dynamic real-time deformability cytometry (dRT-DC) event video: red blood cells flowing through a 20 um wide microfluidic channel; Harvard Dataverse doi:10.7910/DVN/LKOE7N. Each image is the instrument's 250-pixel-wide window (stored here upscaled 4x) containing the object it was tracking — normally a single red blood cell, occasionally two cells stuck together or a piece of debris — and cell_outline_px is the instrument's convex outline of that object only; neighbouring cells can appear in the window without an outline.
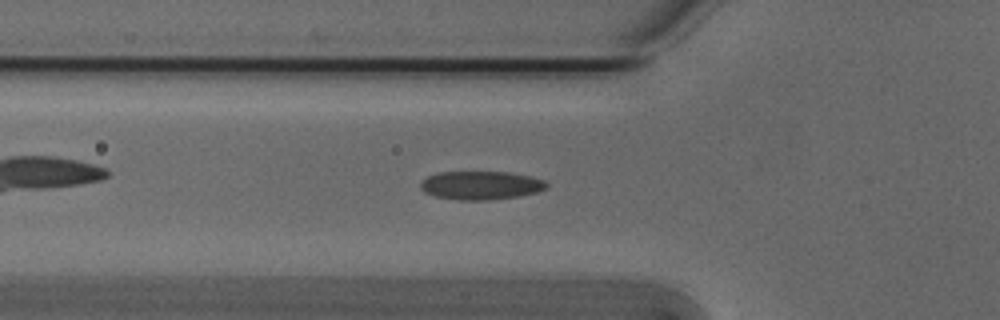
{"species": "Egyptian fruit bat (a non-hibernating species)", "species_latin": "Rousettus aegyptiacus", "temperature_condition": "cold", "stored_images_in_passage": 18, "camera_frame_rate_fps": 3000, "um_per_image_px": 0.085, "animal": {"sex": "male"}, "frame": {"image": 1, "passage_image": 3, "time_ms": 0.667, "image_size_px": [1000, 320], "cell_outline_px": [[548, 188], [536, 192], [516, 196], [488, 200], [460, 200], [436, 196], [424, 192], [420, 188], [420, 180], [428, 176], [440, 172], [508, 172], [532, 176], [544, 180], [548, 184]], "centroid_in_image_um": [40.87, 15.74], "position_along_channel_um": 84.9, "area_um2": 20.92}}
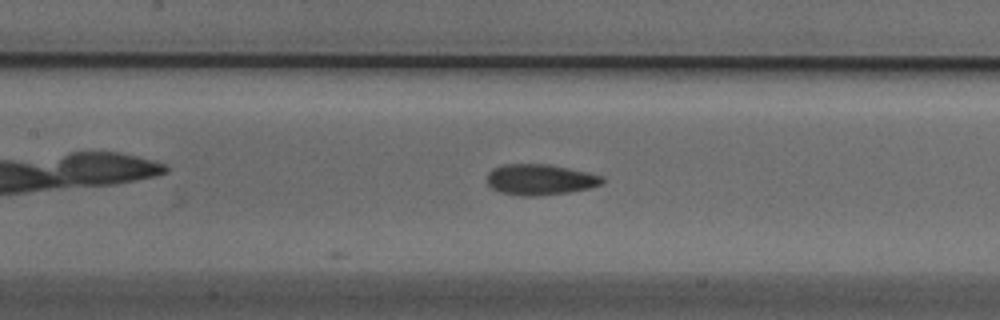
{"frame": {"image": 2, "passage_image": 9, "time_ms": 2.667, "image_size_px": [1000, 320], "cell_outline_px": [[604, 180], [600, 184], [588, 188], [568, 192], [536, 196], [520, 196], [500, 192], [492, 188], [488, 184], [488, 172], [492, 168], [504, 164], [548, 164], [588, 172], [604, 176]], "centroid_in_image_um": [45.89, 15.26], "position_along_channel_um": 161.5, "area_um2": 20.63}}
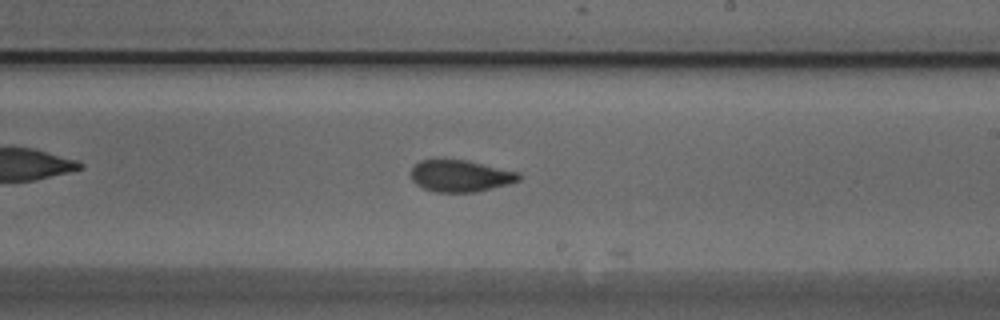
{"frame": {"image": 3, "passage_image": 16, "time_ms": 5.0, "image_size_px": [1000, 320], "cell_outline_px": [[524, 176], [520, 180], [508, 184], [476, 192], [436, 192], [424, 188], [416, 184], [412, 180], [412, 168], [420, 160], [436, 156], [444, 156], [468, 160], [520, 172]], "centroid_in_image_um": [39.13, 14.89], "position_along_channel_um": 249.9, "area_um2": 20.81}}